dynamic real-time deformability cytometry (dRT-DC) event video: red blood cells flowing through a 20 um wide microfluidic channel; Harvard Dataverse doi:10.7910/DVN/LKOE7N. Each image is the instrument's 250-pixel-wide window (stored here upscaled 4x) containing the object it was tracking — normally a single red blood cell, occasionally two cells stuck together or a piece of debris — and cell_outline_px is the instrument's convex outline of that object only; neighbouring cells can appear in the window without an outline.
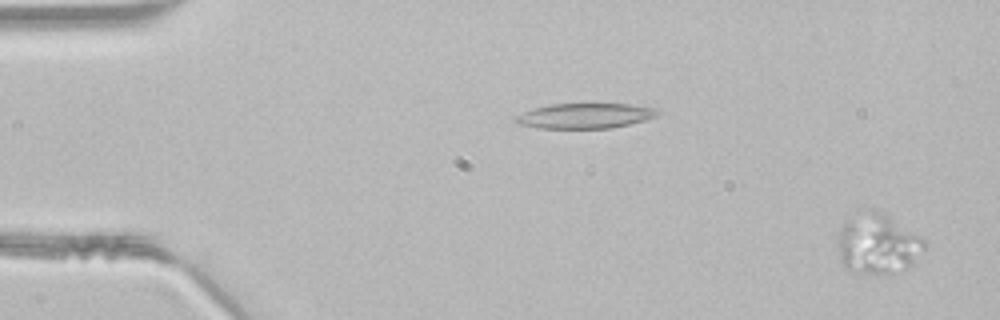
{"species": "common noctule bat (a hibernating species)", "species_latin": "Nyctalus noctula", "temperature_condition": "room temperature", "stored_images_in_passage": 49, "camera_frame_rate_fps": 3000, "um_per_image_px": 0.085, "animal": {"sex": "male", "body_mass_g": 21.5, "forearm_length_mm": 52.0}, "frame": {"image": 1, "passage_image": 2, "time_ms": 0.333, "image_size_px": [1000, 320], "cell_outline_px": [[924, 248], [912, 264], [892, 276], [868, 276], [844, 268], [840, 260], [836, 248], [836, 236], [844, 220], [872, 208], [876, 208], [920, 236], [924, 240]], "centroid_in_image_um": [74.53, 20.78], "position_along_channel_um": 10.5, "area_um2": 31.27}}
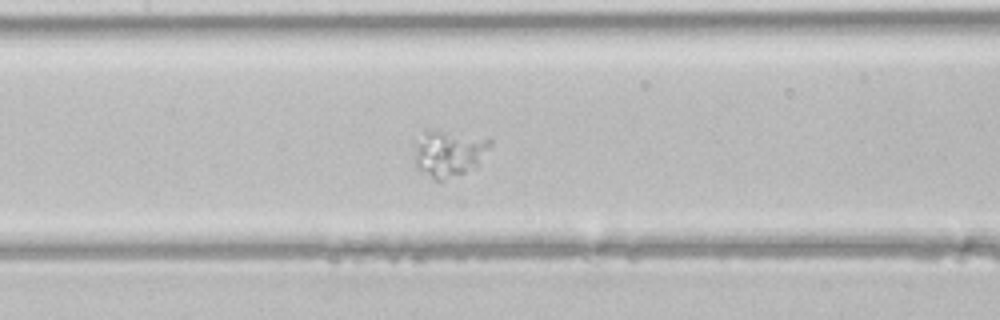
{"frame": {"image": 2, "passage_image": 23, "time_ms": 7.333, "image_size_px": [1000, 320], "cell_outline_px": [[492, 144], [476, 168], [444, 180], [436, 180], [416, 168], [416, 144], [424, 128], [488, 136], [492, 140]], "centroid_in_image_um": [38.21, 12.98], "position_along_channel_um": 169.2, "area_um2": 20.92}}
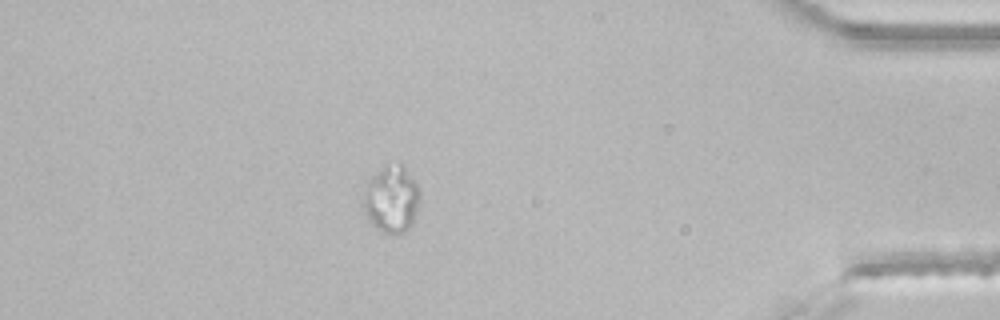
{"frame": {"image": 3, "passage_image": 43, "time_ms": 14.0, "image_size_px": [1000, 320], "cell_outline_px": [[420, 196], [412, 224], [408, 228], [392, 236], [380, 232], [368, 220], [364, 212], [364, 184], [372, 176], [384, 168], [400, 164], [404, 164], [416, 184], [420, 192]], "centroid_in_image_um": [33.26, 16.97], "position_along_channel_um": 401.9, "area_um2": 21.85}}